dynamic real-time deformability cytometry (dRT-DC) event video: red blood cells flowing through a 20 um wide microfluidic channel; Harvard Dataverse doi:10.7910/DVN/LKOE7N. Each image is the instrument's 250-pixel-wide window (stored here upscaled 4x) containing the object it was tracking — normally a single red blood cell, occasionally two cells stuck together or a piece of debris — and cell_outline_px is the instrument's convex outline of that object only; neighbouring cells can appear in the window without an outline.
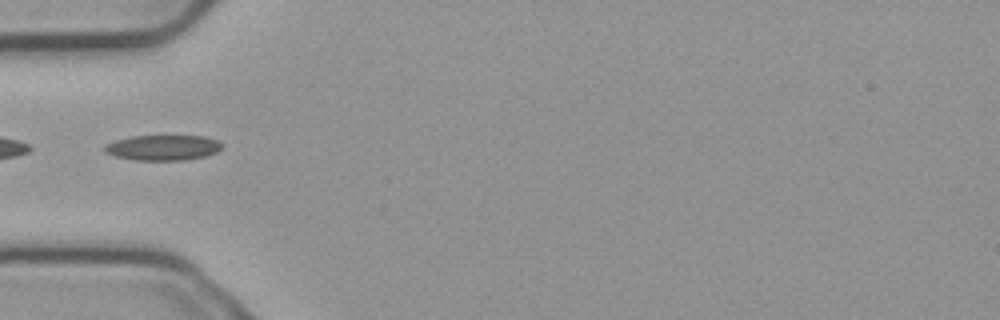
{"species": "common noctule bat (a hibernating species)", "species_latin": "Nyctalus noctula", "temperature_condition": "cold", "stored_images_in_passage": 3, "camera_frame_rate_fps": 3000, "um_per_image_px": 0.085, "animal": {"sex": "male", "body_mass_g": 23.1, "forearm_length_mm": 52.7}, "frame": {"image": 1, "passage_image": 3, "time_ms": 0.667, "image_size_px": [1000, 320], "cell_outline_px": [[224, 144], [216, 152], [204, 156], [184, 160], [136, 160], [116, 156], [104, 152], [104, 144], [116, 140], [132, 136], [204, 136], [220, 140]], "centroid_in_image_um": [13.86, 12.54], "position_along_channel_um": 71.1, "area_um2": 17.34}}